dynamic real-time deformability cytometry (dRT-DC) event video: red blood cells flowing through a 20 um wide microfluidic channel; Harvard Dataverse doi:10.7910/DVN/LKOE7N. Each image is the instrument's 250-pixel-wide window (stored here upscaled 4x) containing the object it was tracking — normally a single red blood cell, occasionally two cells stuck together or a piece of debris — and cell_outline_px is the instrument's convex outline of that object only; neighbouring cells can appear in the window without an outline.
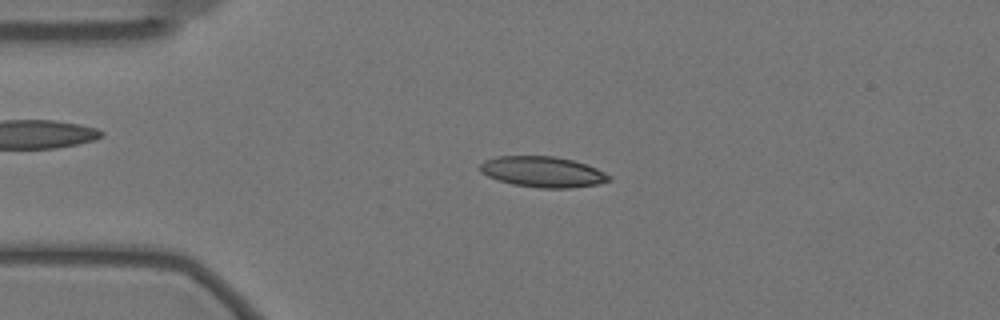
{"species": "Egyptian fruit bat (a non-hibernating species)", "species_latin": "Rousettus aegyptiacus", "temperature_condition": "warm", "stored_images_in_passage": 57, "camera_frame_rate_fps": 3000, "um_per_image_px": 0.085, "animal": {"sex": "female"}, "frame": {"image": 1, "passage_image": 12, "time_ms": 3.667, "image_size_px": [1000, 320], "cell_outline_px": [[612, 180], [596, 184], [572, 188], [540, 188], [512, 184], [488, 176], [480, 172], [480, 164], [484, 160], [496, 156], [552, 156], [572, 160], [588, 164], [612, 176]], "centroid_in_image_um": [46.14, 14.6], "position_along_channel_um": 38.9, "area_um2": 23.12}}
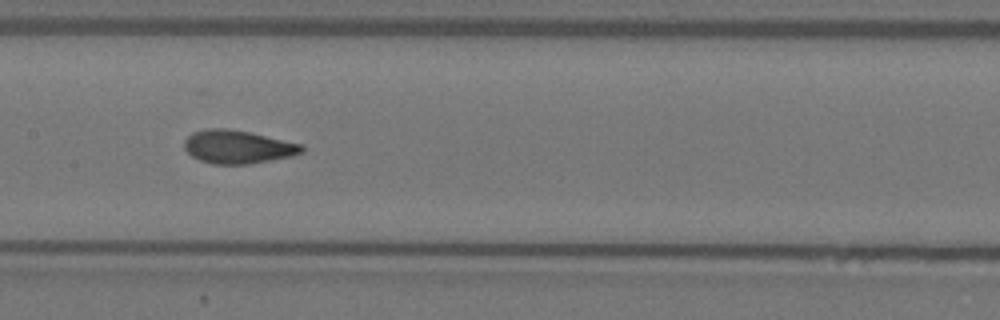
{"frame": {"image": 2, "passage_image": 27, "time_ms": 8.667, "image_size_px": [1000, 320], "cell_outline_px": [[304, 152], [292, 156], [248, 164], [212, 164], [200, 160], [192, 156], [184, 148], [184, 140], [192, 132], [208, 128], [224, 128], [248, 132], [304, 144]], "centroid_in_image_um": [20.22, 12.48], "position_along_channel_um": 187.2, "area_um2": 22.77}}
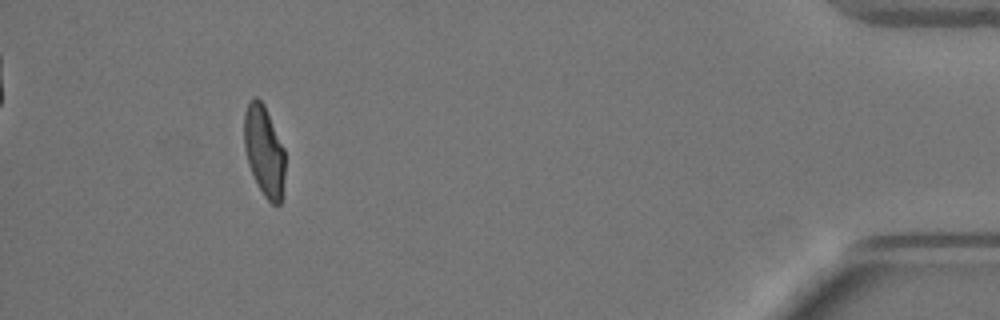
{"frame": {"image": 3, "passage_image": 52, "time_ms": 17.0, "image_size_px": [1000, 320], "cell_outline_px": [[284, 176], [280, 204], [272, 204], [264, 196], [248, 164], [244, 148], [244, 112], [248, 104], [256, 96], [264, 104], [284, 148]], "centroid_in_image_um": [22.44, 12.81], "position_along_channel_um": 412.8, "area_um2": 21.27}, "authors_computed_cell_mechanics": {"area_um2": 22.3686, "velocity_mm_per_s": 3.4866, "shape_relaxation_time_tau1_ms": 7.1395, "shape_relaxation_time_tau2_ms": 1.0463, "deformation_change_tau1": 0.2094, "deformation_change_tau2": 0.0688}}